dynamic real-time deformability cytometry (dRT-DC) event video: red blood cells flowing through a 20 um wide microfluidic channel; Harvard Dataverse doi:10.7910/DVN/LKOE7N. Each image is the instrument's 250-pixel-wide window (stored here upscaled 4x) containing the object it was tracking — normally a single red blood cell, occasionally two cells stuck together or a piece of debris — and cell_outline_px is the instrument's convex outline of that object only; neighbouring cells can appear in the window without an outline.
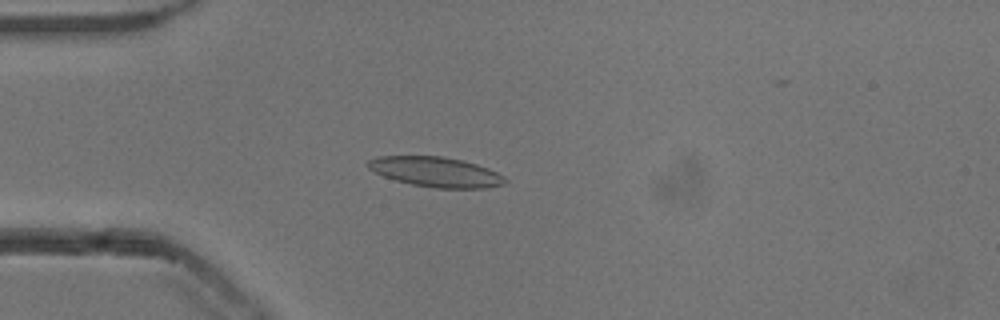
{"species": "common noctule bat (a hibernating species)", "species_latin": "Nyctalus noctula", "temperature_condition": "cold", "stored_images_in_passage": 44, "camera_frame_rate_fps": 3000, "um_per_image_px": 0.085, "animal": {"sex": "male", "body_mass_g": 13.3}, "frame": {"image": 1, "passage_image": 4, "time_ms": 1.0, "image_size_px": [1000, 320], "cell_outline_px": [[508, 180], [504, 184], [484, 188], [436, 188], [412, 184], [396, 180], [384, 176], [368, 168], [368, 160], [376, 156], [444, 156], [476, 164], [488, 168], [504, 176]], "centroid_in_image_um": [37.06, 14.61], "position_along_channel_um": 47.9, "area_um2": 23.76}}
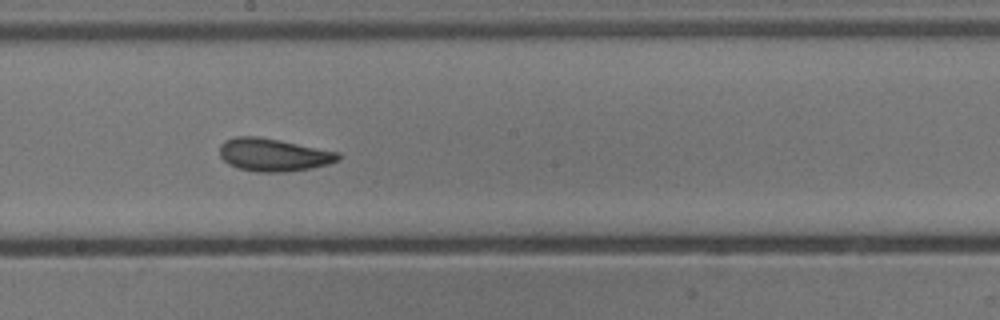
{"frame": {"image": 2, "passage_image": 19, "time_ms": 6.0, "image_size_px": [1000, 320], "cell_outline_px": [[340, 160], [328, 164], [312, 168], [284, 172], [256, 172], [240, 168], [228, 164], [220, 156], [220, 144], [224, 140], [236, 136], [256, 136], [340, 152]], "centroid_in_image_um": [23.24, 13.16], "position_along_channel_um": 225.0, "area_um2": 22.6}}
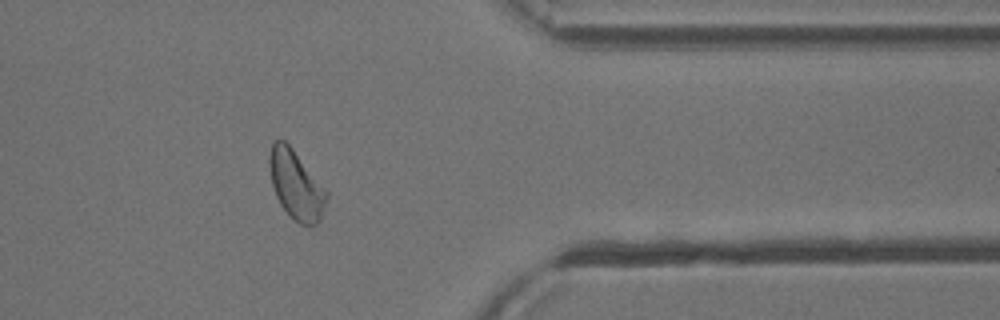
{"frame": {"image": 3, "passage_image": 33, "time_ms": 10.667, "image_size_px": [1000, 320], "cell_outline_px": [[328, 196], [320, 220], [316, 224], [308, 228], [300, 224], [280, 204], [276, 196], [272, 184], [268, 160], [268, 156], [272, 140], [284, 140], [292, 148], [328, 192]], "centroid_in_image_um": [25.16, 15.71], "position_along_channel_um": 386.2, "area_um2": 22.77}, "authors_computed_cell_mechanics": {"area_um2": 22.6865, "velocity_mm_per_s": 3.8199, "shape_relaxation_time_tau1_ms": 4.2785, "shape_relaxation_time_tau2_ms": 1.6699, "deformation_change_tau1": 0.1157, "deformation_change_tau2": 0.0839}}